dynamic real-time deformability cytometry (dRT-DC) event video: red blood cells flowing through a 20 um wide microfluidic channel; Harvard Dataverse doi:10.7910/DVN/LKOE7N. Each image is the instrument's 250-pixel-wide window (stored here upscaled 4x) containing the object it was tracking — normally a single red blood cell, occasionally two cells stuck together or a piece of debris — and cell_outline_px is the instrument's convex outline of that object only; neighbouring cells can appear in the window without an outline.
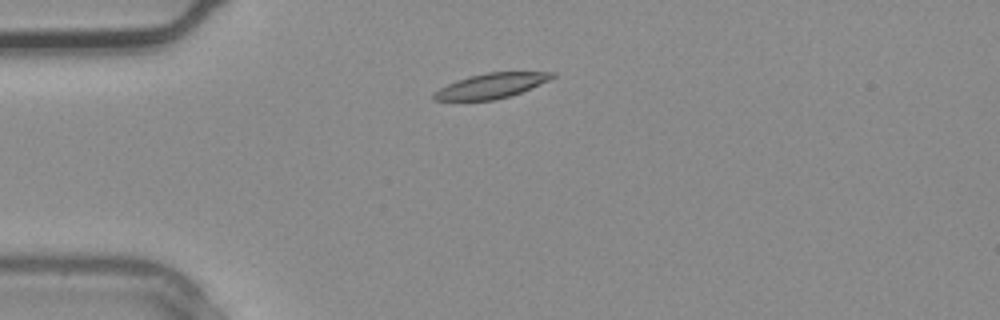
{"species": "common noctule bat (a hibernating species)", "species_latin": "Nyctalus noctula", "temperature_condition": "warm", "stored_images_in_passage": 3, "camera_frame_rate_fps": 3000, "um_per_image_px": 0.085, "animal": {"sex": "male", "body_mass_g": 20.4}, "frame": {"image": 1, "passage_image": 2, "time_ms": 0.333, "image_size_px": [1000, 320], "cell_outline_px": [[556, 76], [540, 84], [520, 92], [496, 100], [432, 100], [432, 92], [448, 84], [468, 76], [488, 72], [556, 72]], "centroid_in_image_um": [41.73, 7.29], "position_along_channel_um": 43.3, "area_um2": 17.05}}
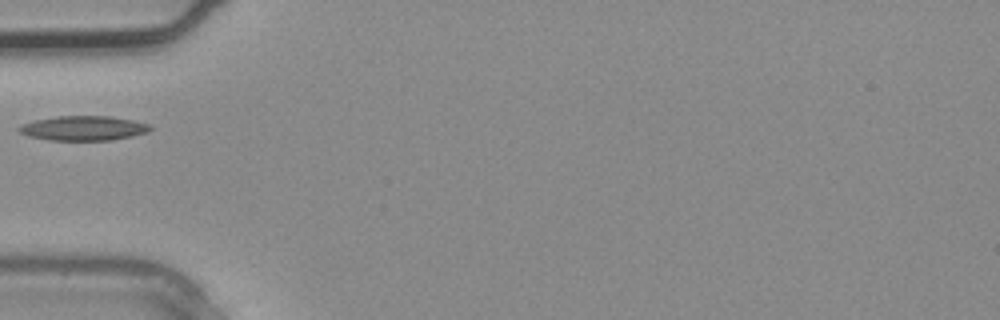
{"frame": {"image": 2, "passage_image": 3, "time_ms": 0.667, "image_size_px": [1000, 320], "cell_outline_px": [[152, 128], [148, 132], [132, 136], [112, 140], [52, 140], [28, 136], [20, 132], [16, 128], [24, 124], [36, 120], [56, 116], [108, 116], [132, 120], [152, 124]], "centroid_in_image_um": [7.13, 10.89], "position_along_channel_um": 77.9, "area_um2": 18.73}}